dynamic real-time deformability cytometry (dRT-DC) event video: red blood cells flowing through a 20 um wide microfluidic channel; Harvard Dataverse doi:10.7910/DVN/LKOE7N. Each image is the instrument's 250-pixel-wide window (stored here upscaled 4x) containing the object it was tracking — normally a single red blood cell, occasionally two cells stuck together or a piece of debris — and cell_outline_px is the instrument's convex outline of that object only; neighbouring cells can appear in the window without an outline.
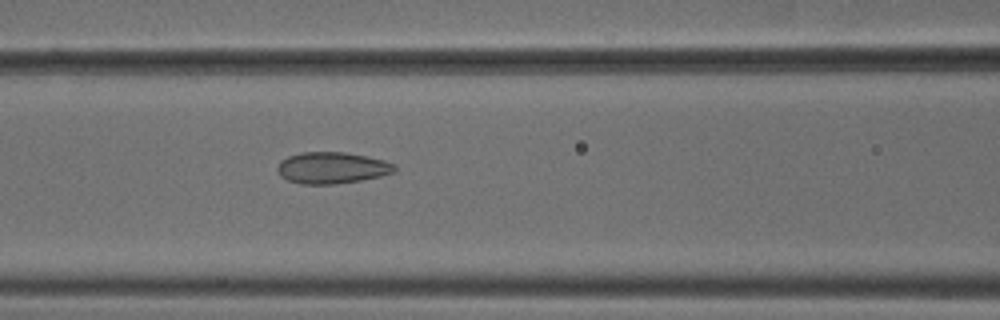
{"species": "common noctule bat (a hibernating species)", "species_latin": "Nyctalus noctula", "temperature_condition": "cold", "stored_images_in_passage": 44, "camera_frame_rate_fps": 3000, "um_per_image_px": 0.085, "animal": {"sex": "male", "body_mass_g": 18.8}, "frame": {"image": 1, "passage_image": 14, "time_ms": 4.333, "image_size_px": [1000, 320], "cell_outline_px": [[396, 172], [380, 176], [360, 180], [336, 184], [300, 184], [288, 180], [280, 176], [276, 168], [280, 160], [288, 156], [300, 152], [344, 152], [384, 160], [396, 164]], "centroid_in_image_um": [28.2, 14.26], "position_along_channel_um": 138.4, "area_um2": 21.62}}
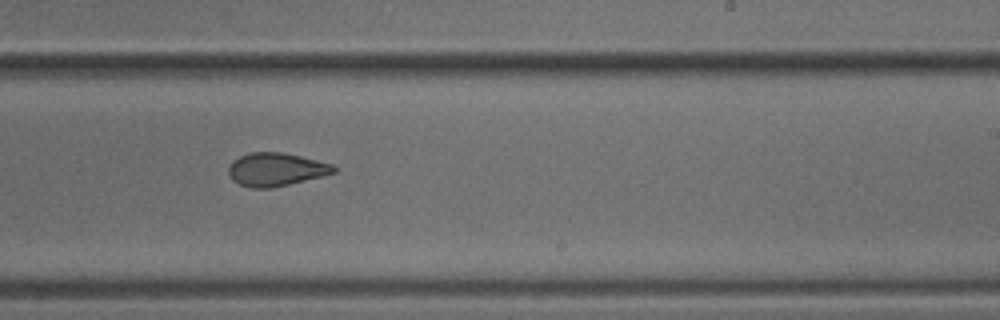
{"frame": {"image": 2, "passage_image": 24, "time_ms": 7.667, "image_size_px": [1000, 320], "cell_outline_px": [[340, 168], [336, 172], [324, 176], [288, 184], [268, 188], [252, 188], [240, 184], [232, 180], [228, 176], [228, 168], [232, 160], [248, 152], [280, 152], [300, 156], [332, 164]], "centroid_in_image_um": [23.46, 14.4], "position_along_channel_um": 265.5, "area_um2": 20.46}}
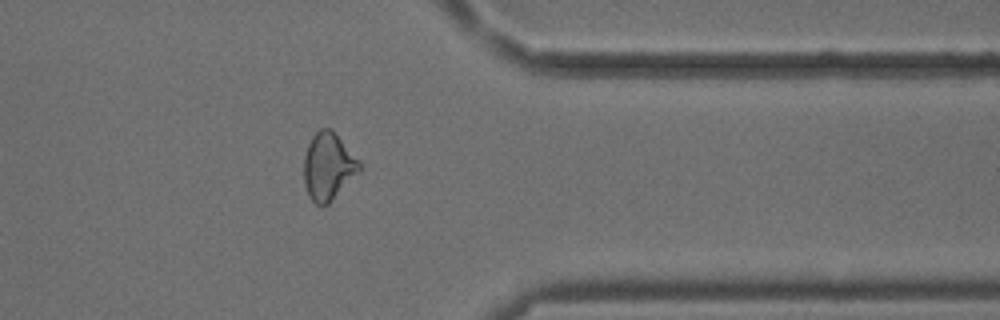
{"frame": {"image": 3, "passage_image": 34, "time_ms": 11.0, "image_size_px": [1000, 320], "cell_outline_px": [[360, 172], [328, 204], [316, 204], [308, 196], [304, 184], [304, 156], [308, 144], [312, 136], [320, 128], [332, 128], [360, 160]], "centroid_in_image_um": [27.91, 14.12], "position_along_channel_um": 383.5, "area_um2": 21.96}, "authors_computed_cell_mechanics": {"area_um2": 21.5883, "velocity_mm_per_s": 3.8144, "shape_relaxation_time_tau1_ms": 7.5397, "shape_relaxation_time_tau2_ms": 1.3871, "deformation_change_tau1": 0.1329, "deformation_change_tau2": 0.0686}}